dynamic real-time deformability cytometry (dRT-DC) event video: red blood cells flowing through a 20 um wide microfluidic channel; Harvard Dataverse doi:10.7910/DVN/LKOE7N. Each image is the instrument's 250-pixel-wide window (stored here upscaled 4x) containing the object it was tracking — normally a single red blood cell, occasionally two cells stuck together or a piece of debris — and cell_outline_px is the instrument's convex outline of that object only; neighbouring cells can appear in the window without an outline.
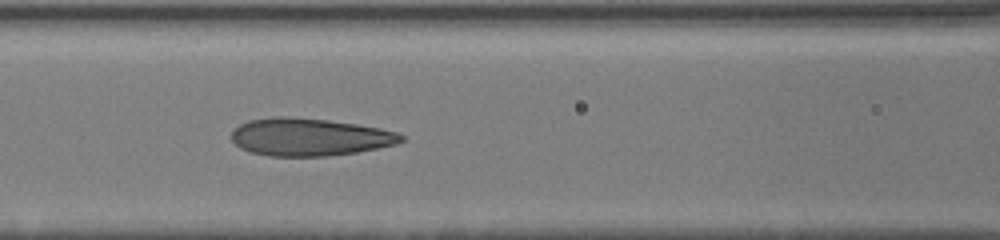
{"species": "human", "species_latin": "Homo sapiens", "temperature_condition": "cold", "stored_images_in_passage": 12, "camera_frame_rate_fps": 3000, "um_per_image_px": 0.085, "donor": {"sex": "male"}, "frame": {"image": 1, "passage_image": 9, "time_ms": 7.667, "image_size_px": [1000, 240], "cell_outline_px": [[404, 140], [396, 144], [356, 152], [328, 156], [268, 156], [252, 152], [240, 148], [232, 140], [232, 132], [240, 124], [248, 120], [272, 116], [288, 116], [328, 120], [356, 124], [380, 128], [396, 132], [404, 136]], "centroid_in_image_um": [26.29, 11.64], "position_along_channel_um": 140.3, "area_um2": 37.17}}
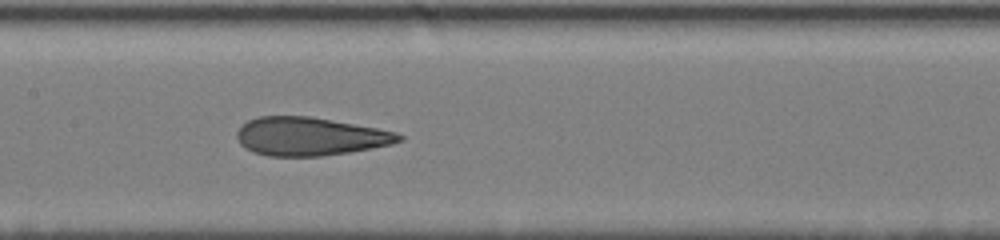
{"frame": {"image": 2, "passage_image": 10, "time_ms": 8.667, "image_size_px": [1000, 240], "cell_outline_px": [[404, 140], [392, 144], [372, 148], [324, 156], [268, 156], [252, 152], [244, 148], [240, 144], [236, 136], [236, 132], [248, 120], [260, 116], [312, 116], [376, 128], [396, 132], [404, 136]], "centroid_in_image_um": [26.34, 11.6], "position_along_channel_um": 181.1, "area_um2": 36.3}}
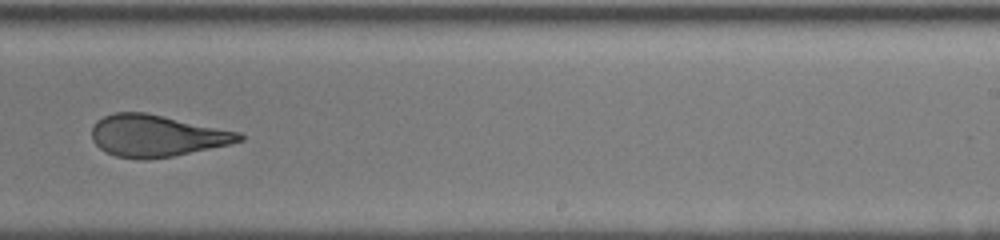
{"frame": {"image": 3, "passage_image": 12, "time_ms": 11.0, "image_size_px": [1000, 240], "cell_outline_px": [[244, 140], [228, 144], [172, 156], [116, 156], [100, 148], [92, 140], [92, 128], [96, 120], [104, 116], [116, 112], [144, 112], [164, 116], [240, 132], [244, 136]], "centroid_in_image_um": [13.31, 11.49], "position_along_channel_um": 275.7, "area_um2": 34.74}}